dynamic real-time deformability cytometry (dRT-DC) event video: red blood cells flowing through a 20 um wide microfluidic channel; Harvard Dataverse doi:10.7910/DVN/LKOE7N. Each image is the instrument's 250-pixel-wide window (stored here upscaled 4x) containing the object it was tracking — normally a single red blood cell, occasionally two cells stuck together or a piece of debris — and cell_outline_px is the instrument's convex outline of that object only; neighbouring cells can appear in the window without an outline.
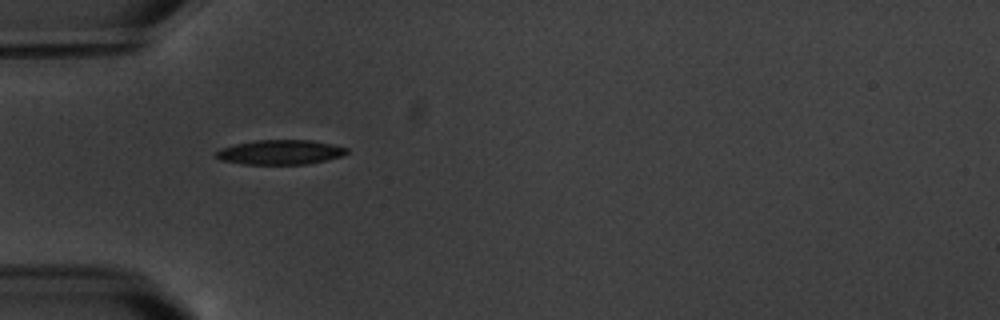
{"species": "common noctule bat (a hibernating species)", "species_latin": "Nyctalus noctula", "temperature_condition": "warm", "stored_images_in_passage": 3, "camera_frame_rate_fps": 3000, "um_per_image_px": 0.085, "animal": {"sex": "male", "body_mass_g": 20.1, "forearm_length_mm": 53.5}, "frame": {"image": 1, "passage_image": 1, "time_ms": 0.0, "image_size_px": [1000, 320], "cell_outline_px": [[348, 152], [340, 156], [308, 164], [244, 164], [220, 160], [216, 156], [216, 152], [220, 148], [236, 144], [256, 140], [312, 140], [332, 144], [348, 148]], "centroid_in_image_um": [23.81, 12.93], "position_along_channel_um": 61.2, "area_um2": 18.61}}
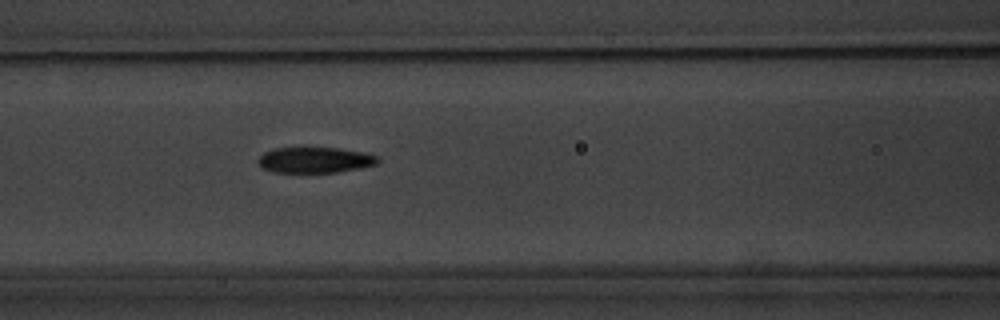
{"frame": {"image": 2, "passage_image": 3, "time_ms": 2.333, "image_size_px": [1000, 320], "cell_outline_px": [[380, 160], [376, 164], [360, 168], [336, 172], [276, 172], [264, 168], [256, 160], [264, 152], [272, 148], [340, 148], [364, 152], [376, 156]], "centroid_in_image_um": [26.77, 13.59], "position_along_channel_um": 139.8, "area_um2": 17.8}}